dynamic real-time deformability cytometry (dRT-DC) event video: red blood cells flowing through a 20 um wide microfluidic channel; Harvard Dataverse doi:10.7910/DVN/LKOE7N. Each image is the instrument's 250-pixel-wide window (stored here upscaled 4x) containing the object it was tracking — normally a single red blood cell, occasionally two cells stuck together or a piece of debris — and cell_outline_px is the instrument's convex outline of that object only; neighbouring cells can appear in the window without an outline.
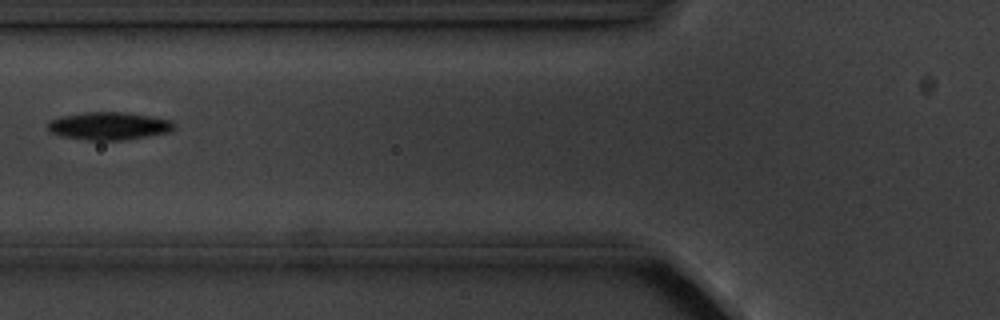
{"species": "common noctule bat (a hibernating species)", "species_latin": "Nyctalus noctula", "temperature_condition": "cold", "stored_images_in_passage": 4, "camera_frame_rate_fps": 3000, "um_per_image_px": 0.085, "animal": {"sex": "male", "body_mass_g": 20.1, "forearm_length_mm": 53.5}, "frame": {"image": 1, "passage_image": 2, "time_ms": 1.333, "image_size_px": [1000, 320], "cell_outline_px": [[176, 128], [172, 132], [124, 140], [88, 140], [64, 136], [52, 132], [48, 128], [48, 124], [52, 120], [60, 116], [84, 112], [124, 112], [172, 120], [176, 124]], "centroid_in_image_um": [9.33, 10.7], "position_along_channel_um": 116.5, "area_um2": 20.4}}